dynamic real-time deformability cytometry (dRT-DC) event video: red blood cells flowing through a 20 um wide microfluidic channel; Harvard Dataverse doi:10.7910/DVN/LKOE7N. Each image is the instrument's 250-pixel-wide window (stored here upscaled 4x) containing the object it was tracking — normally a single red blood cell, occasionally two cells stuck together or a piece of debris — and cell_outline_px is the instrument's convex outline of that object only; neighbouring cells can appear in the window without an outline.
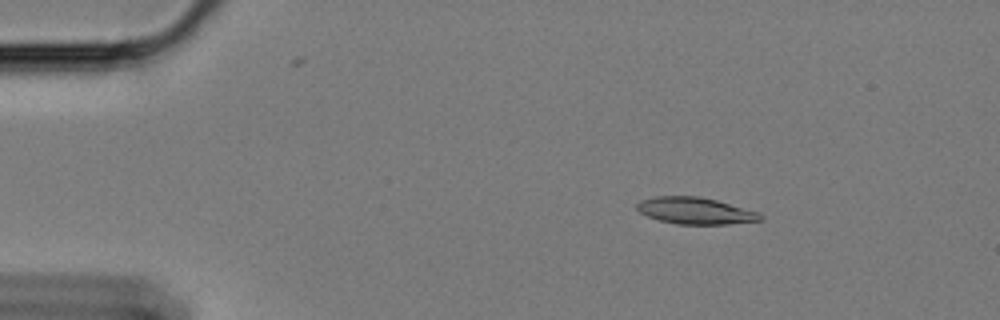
{"species": "Egyptian fruit bat (a non-hibernating species)", "species_latin": "Rousettus aegyptiacus", "temperature_condition": "cold", "stored_images_in_passage": 53, "camera_frame_rate_fps": 3000, "um_per_image_px": 0.085, "animal": {"sex": "female"}, "frame": {"image": 1, "passage_image": 3, "time_ms": 0.667, "image_size_px": [1000, 320], "cell_outline_px": [[764, 220], [728, 224], [676, 224], [660, 220], [648, 216], [640, 212], [636, 208], [636, 204], [640, 200], [656, 196], [700, 196], [716, 200], [760, 212], [764, 216]], "centroid_in_image_um": [59.13, 17.91], "position_along_channel_um": 25.9, "area_um2": 19.31}}
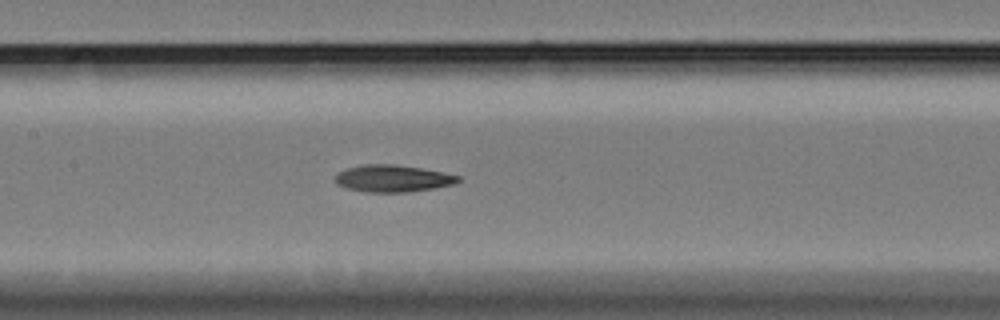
{"frame": {"image": 2, "passage_image": 22, "time_ms": 7.0, "image_size_px": [1000, 320], "cell_outline_px": [[460, 180], [452, 184], [432, 188], [408, 192], [364, 192], [348, 188], [336, 184], [336, 176], [340, 172], [348, 168], [364, 164], [396, 164], [444, 172], [460, 176]], "centroid_in_image_um": [33.39, 15.16], "position_along_channel_um": 174.0, "area_um2": 19.13}}
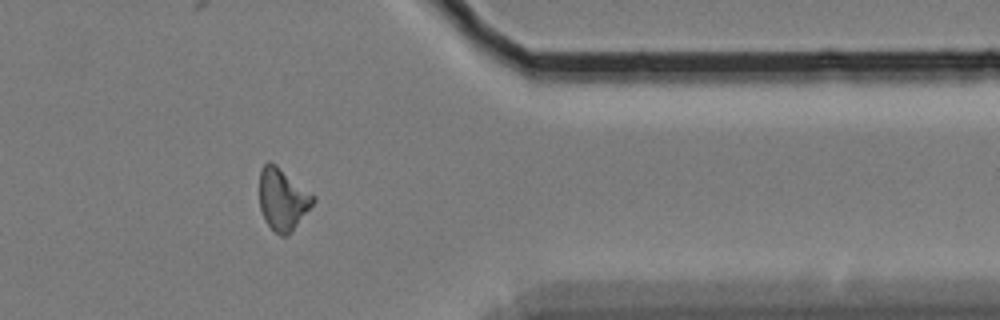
{"frame": {"image": 3, "passage_image": 42, "time_ms": 13.667, "image_size_px": [1000, 320], "cell_outline_px": [[316, 200], [288, 236], [280, 236], [264, 220], [260, 208], [260, 168], [264, 164], [276, 164], [316, 196]], "centroid_in_image_um": [24.04, 16.95], "position_along_channel_um": 387.4, "area_um2": 19.25}, "authors_computed_cell_mechanics": {"area_um2": 19.1318, "velocity_mm_per_s": 3.4022, "shape_relaxation_time_tau1_ms": 7.5446, "shape_relaxation_time_tau2_ms": null, "deformation_change_tau1": 0.1672, "deformation_change_tau2": null}}